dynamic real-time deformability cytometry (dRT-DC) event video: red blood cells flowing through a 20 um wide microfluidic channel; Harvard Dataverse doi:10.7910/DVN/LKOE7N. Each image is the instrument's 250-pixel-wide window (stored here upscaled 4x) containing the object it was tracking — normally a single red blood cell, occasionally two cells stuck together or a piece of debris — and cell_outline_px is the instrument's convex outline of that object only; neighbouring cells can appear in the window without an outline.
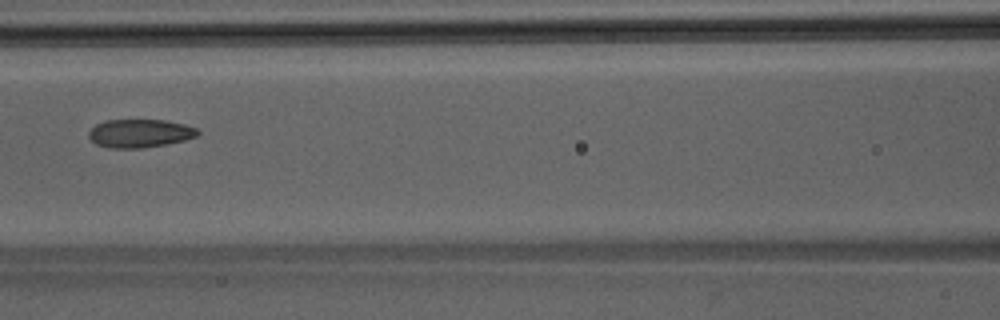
{"species": "Egyptian fruit bat (a non-hibernating species)", "species_latin": "Rousettus aegyptiacus", "temperature_condition": "room temperature", "stored_images_in_passage": 5, "camera_frame_rate_fps": 3000, "um_per_image_px": 0.085, "animal": {"sex": "male"}, "frame": {"image": 1, "passage_image": 5, "time_ms": 1.333, "image_size_px": [1000, 320], "cell_outline_px": [[200, 132], [196, 136], [184, 140], [168, 144], [144, 148], [112, 148], [96, 144], [88, 136], [88, 132], [96, 124], [104, 120], [164, 120], [184, 124], [196, 128]], "centroid_in_image_um": [11.88, 11.33], "position_along_channel_um": 154.7, "area_um2": 17.98}}